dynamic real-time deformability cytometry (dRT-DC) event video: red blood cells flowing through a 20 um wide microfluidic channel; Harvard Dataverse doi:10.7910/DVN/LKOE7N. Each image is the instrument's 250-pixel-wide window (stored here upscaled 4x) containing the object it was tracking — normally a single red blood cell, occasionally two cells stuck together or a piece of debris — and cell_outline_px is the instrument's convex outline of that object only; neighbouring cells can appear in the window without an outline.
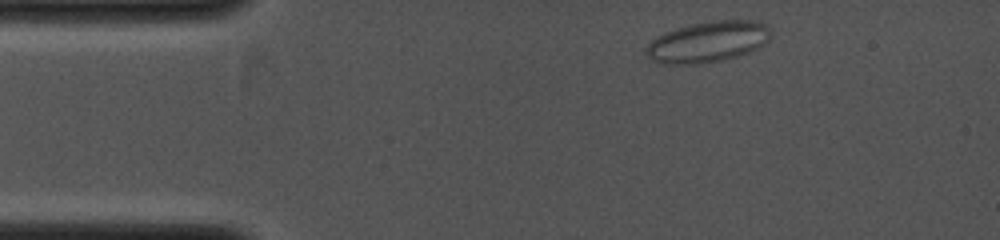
{"species": "common noctule bat (a hibernating species)", "species_latin": "Nyctalus noctula", "temperature_condition": "cold", "stored_images_in_passage": 18, "camera_frame_rate_fps": 4000, "um_per_image_px": 0.085, "animal": {"sex": "female", "body_mass_g": 19.0, "forearm_length_mm": 53.3}, "frame": {"image": 1, "passage_image": 1, "time_ms": 0.0, "image_size_px": [1000, 240], "cell_outline_px": [[772, 36], [764, 44], [740, 56], [704, 64], [664, 64], [652, 60], [644, 52], [644, 48], [652, 40], [664, 32], [692, 24], [720, 20], [760, 20], [768, 24]], "centroid_in_image_um": [60.2, 3.56], "position_along_channel_um": 24.8, "area_um2": 30.0}}
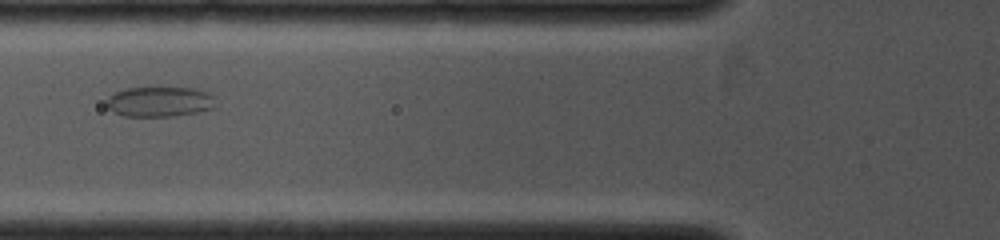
{"frame": {"image": 2, "passage_image": 13, "time_ms": 2.75, "image_size_px": [1000, 240], "cell_outline_px": [[216, 108], [176, 116], [124, 116], [112, 112], [108, 108], [108, 96], [124, 88], [192, 88], [208, 92], [212, 96]], "centroid_in_image_um": [13.56, 8.65], "position_along_channel_um": 112.2, "area_um2": 19.07}}
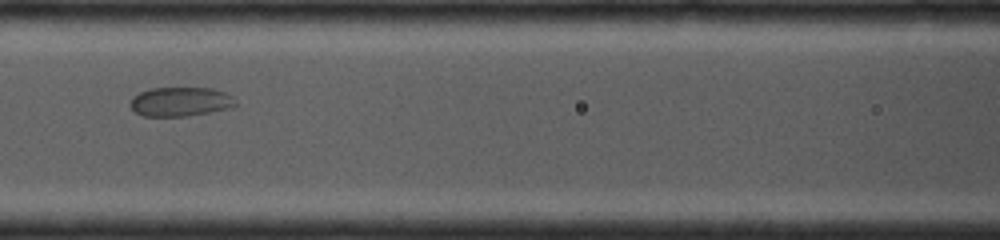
{"frame": {"image": 3, "passage_image": 16, "time_ms": 3.5, "image_size_px": [1000, 240], "cell_outline_px": [[236, 104], [228, 108], [188, 116], [144, 116], [136, 112], [128, 104], [132, 96], [148, 88], [212, 88], [224, 92], [232, 96], [236, 100]], "centroid_in_image_um": [15.29, 8.63], "position_along_channel_um": 151.3, "area_um2": 17.92}}